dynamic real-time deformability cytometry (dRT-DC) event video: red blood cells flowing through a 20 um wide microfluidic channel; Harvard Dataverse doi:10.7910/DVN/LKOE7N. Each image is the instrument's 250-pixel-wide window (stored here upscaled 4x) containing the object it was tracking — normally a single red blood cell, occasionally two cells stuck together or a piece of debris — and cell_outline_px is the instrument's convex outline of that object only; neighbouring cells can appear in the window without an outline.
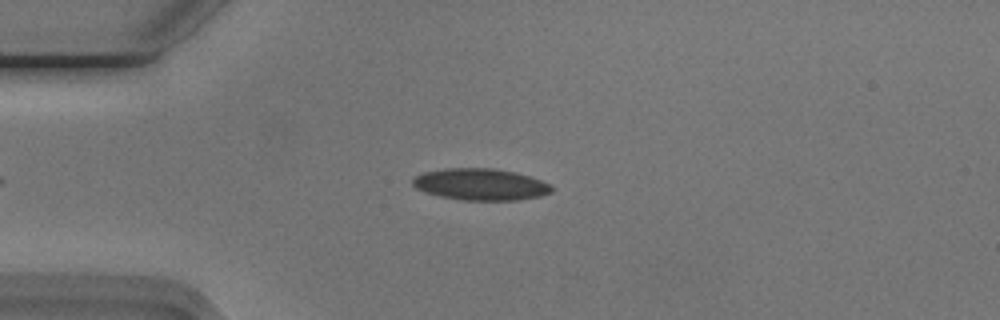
{"species": "Egyptian fruit bat (a non-hibernating species)", "species_latin": "Rousettus aegyptiacus", "temperature_condition": "cold", "stored_images_in_passage": 48, "camera_frame_rate_fps": 3000, "um_per_image_px": 0.085, "animal": {"sex": "male"}, "frame": {"image": 1, "passage_image": 12, "time_ms": 3.667, "image_size_px": [1000, 320], "cell_outline_px": [[556, 188], [552, 192], [540, 196], [520, 200], [460, 200], [440, 196], [424, 192], [416, 188], [412, 184], [412, 176], [424, 172], [444, 168], [492, 168], [512, 172], [528, 176], [540, 180]], "centroid_in_image_um": [40.81, 15.68], "position_along_channel_um": 44.2, "area_um2": 25.72}}
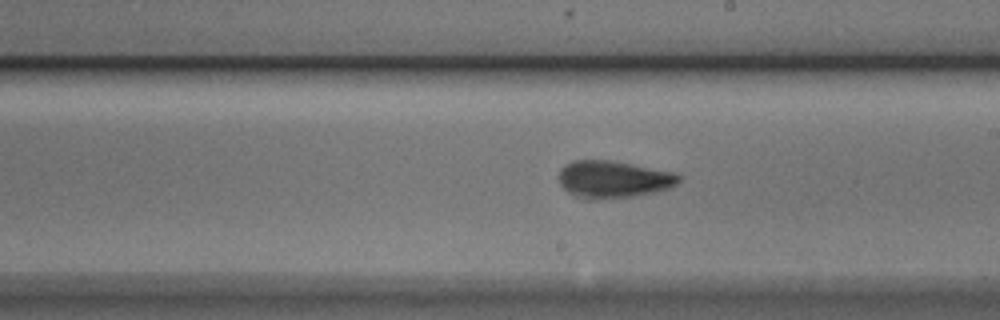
{"frame": {"image": 2, "passage_image": 29, "time_ms": 9.333, "image_size_px": [1000, 320], "cell_outline_px": [[684, 176], [672, 188], [656, 192], [632, 196], [592, 200], [584, 200], [572, 196], [560, 184], [556, 176], [560, 168], [564, 164], [572, 160], [608, 160], [676, 172]], "centroid_in_image_um": [52.11, 15.25], "position_along_channel_um": 236.9, "area_um2": 26.65}}
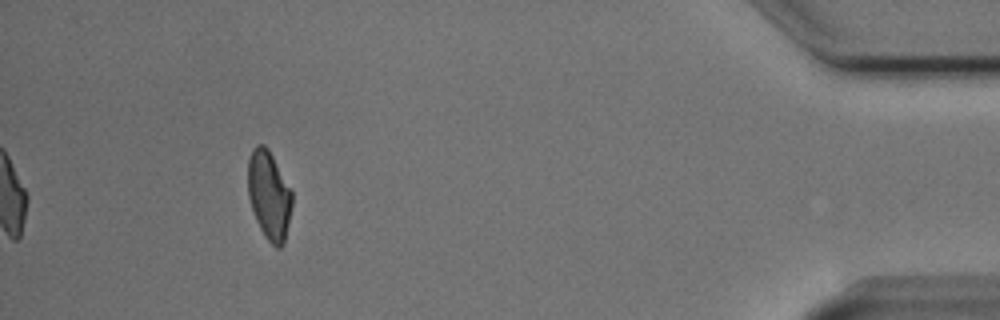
{"frame": {"image": 3, "passage_image": 48, "time_ms": 15.667, "image_size_px": [1000, 320], "cell_outline_px": [[292, 204], [284, 244], [280, 248], [276, 248], [264, 236], [256, 220], [248, 196], [248, 160], [252, 148], [256, 144], [264, 144], [268, 148], [292, 192]], "centroid_in_image_um": [22.86, 16.59], "position_along_channel_um": 412.3, "area_um2": 22.72}, "authors_computed_cell_mechanics": {"area_um2": 24.3916, "velocity_mm_per_s": 3.7653, "shape_relaxation_time_tau1_ms": 9.0559, "shape_relaxation_time_tau2_ms": 1.7901, "deformation_change_tau1": 0.1807, "deformation_change_tau2": 0.0646}}